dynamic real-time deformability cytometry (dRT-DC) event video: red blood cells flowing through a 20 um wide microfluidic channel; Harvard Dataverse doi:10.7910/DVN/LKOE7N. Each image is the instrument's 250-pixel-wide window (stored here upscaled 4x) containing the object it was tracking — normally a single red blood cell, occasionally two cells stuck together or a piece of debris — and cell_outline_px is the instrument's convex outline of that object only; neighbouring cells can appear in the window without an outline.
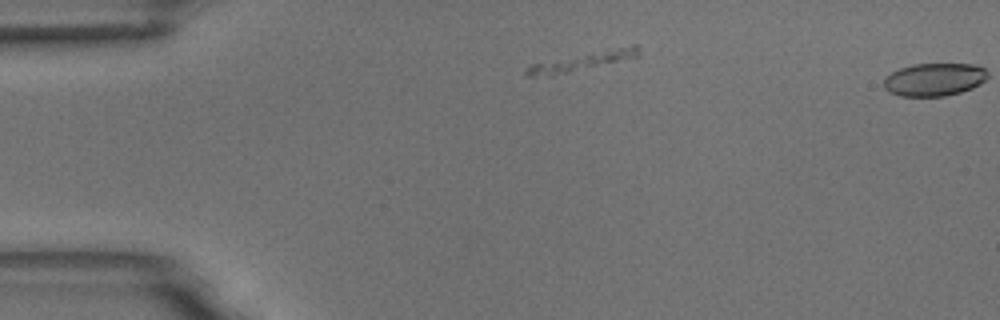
{"species": "common noctule bat (a hibernating species)", "species_latin": "Nyctalus noctula", "temperature_condition": "room temperature", "stored_images_in_passage": 4, "camera_frame_rate_fps": 3000, "um_per_image_px": 0.085, "animal": {"sex": "male", "body_mass_g": 18.8}, "frame": {"image": 1, "passage_image": 2, "time_ms": 0.333, "image_size_px": [1000, 320], "cell_outline_px": [[640, 56], [552, 76], [528, 76], [524, 72], [528, 64], [632, 44], [636, 44], [640, 52]], "centroid_in_image_um": [49.46, 5.2], "position_along_channel_um": 35.5, "area_um2": 12.08}}